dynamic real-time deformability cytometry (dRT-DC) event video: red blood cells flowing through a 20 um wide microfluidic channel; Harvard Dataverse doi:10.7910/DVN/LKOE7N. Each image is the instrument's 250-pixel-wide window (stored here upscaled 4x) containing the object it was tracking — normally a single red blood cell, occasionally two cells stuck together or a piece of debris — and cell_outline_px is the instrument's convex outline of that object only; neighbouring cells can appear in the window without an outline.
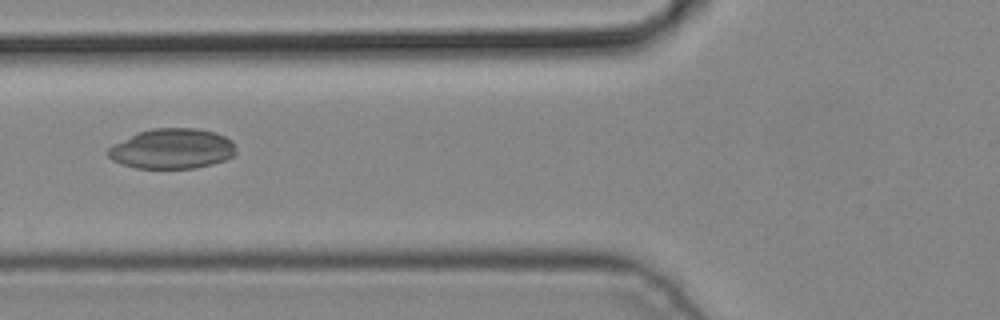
{"species": "common noctule bat (a hibernating species)", "species_latin": "Nyctalus noctula", "temperature_condition": "cold", "stored_images_in_passage": 7, "camera_frame_rate_fps": 3000, "um_per_image_px": 0.085, "animal": {"sex": "male", "body_mass_g": 19.2, "forearm_length_mm": 51.8}, "frame": {"image": 1, "passage_image": 7, "time_ms": 2.0, "image_size_px": [1000, 320], "cell_outline_px": [[236, 152], [232, 156], [224, 160], [212, 164], [192, 168], [136, 168], [112, 160], [104, 152], [112, 144], [136, 132], [152, 128], [196, 128], [216, 132], [232, 140], [236, 148]], "centroid_in_image_um": [14.6, 12.63], "position_along_channel_um": 111.2, "area_um2": 30.17}}